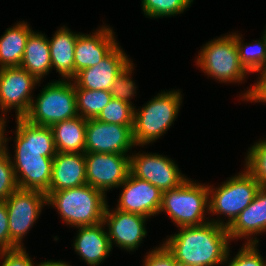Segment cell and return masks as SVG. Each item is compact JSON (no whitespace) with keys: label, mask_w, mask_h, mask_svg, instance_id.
<instances>
[{"label":"cell","mask_w":266,"mask_h":266,"mask_svg":"<svg viewBox=\"0 0 266 266\" xmlns=\"http://www.w3.org/2000/svg\"><path fill=\"white\" fill-rule=\"evenodd\" d=\"M14 139L6 134V152L10 155L18 189L47 193L52 177L53 158L57 151L52 128L35 125L23 117L15 118ZM14 141L11 157L8 141Z\"/></svg>","instance_id":"6da1fadb"},{"label":"cell","mask_w":266,"mask_h":266,"mask_svg":"<svg viewBox=\"0 0 266 266\" xmlns=\"http://www.w3.org/2000/svg\"><path fill=\"white\" fill-rule=\"evenodd\" d=\"M162 242L179 266H222L230 248L227 228L212 221L179 227Z\"/></svg>","instance_id":"7a4b0ae2"},{"label":"cell","mask_w":266,"mask_h":266,"mask_svg":"<svg viewBox=\"0 0 266 266\" xmlns=\"http://www.w3.org/2000/svg\"><path fill=\"white\" fill-rule=\"evenodd\" d=\"M183 91L161 90L139 109L134 107L133 139L136 147L155 143L176 121L183 103Z\"/></svg>","instance_id":"3957f363"},{"label":"cell","mask_w":266,"mask_h":266,"mask_svg":"<svg viewBox=\"0 0 266 266\" xmlns=\"http://www.w3.org/2000/svg\"><path fill=\"white\" fill-rule=\"evenodd\" d=\"M47 205L53 207L69 227L93 226L103 222L108 203L103 192L85 184L55 192H47Z\"/></svg>","instance_id":"277c9868"},{"label":"cell","mask_w":266,"mask_h":266,"mask_svg":"<svg viewBox=\"0 0 266 266\" xmlns=\"http://www.w3.org/2000/svg\"><path fill=\"white\" fill-rule=\"evenodd\" d=\"M209 184V219L226 228L253 201L261 188L258 181L245 168H243V171L237 172L236 175L229 177V179L227 178L217 187ZM211 215L213 217L217 216L218 219L217 217L211 218ZM220 215H223V217Z\"/></svg>","instance_id":"5b68a950"},{"label":"cell","mask_w":266,"mask_h":266,"mask_svg":"<svg viewBox=\"0 0 266 266\" xmlns=\"http://www.w3.org/2000/svg\"><path fill=\"white\" fill-rule=\"evenodd\" d=\"M164 212L178 228L209 222L208 184L188 178L180 186L164 191L159 214Z\"/></svg>","instance_id":"8992f818"},{"label":"cell","mask_w":266,"mask_h":266,"mask_svg":"<svg viewBox=\"0 0 266 266\" xmlns=\"http://www.w3.org/2000/svg\"><path fill=\"white\" fill-rule=\"evenodd\" d=\"M195 63L216 82L241 85L250 74L241 64L235 41V31L213 38L200 48Z\"/></svg>","instance_id":"52a82bcc"},{"label":"cell","mask_w":266,"mask_h":266,"mask_svg":"<svg viewBox=\"0 0 266 266\" xmlns=\"http://www.w3.org/2000/svg\"><path fill=\"white\" fill-rule=\"evenodd\" d=\"M75 83L73 80H51L43 85L33 98L28 112L23 116L28 122L49 126L78 116Z\"/></svg>","instance_id":"ba28073f"},{"label":"cell","mask_w":266,"mask_h":266,"mask_svg":"<svg viewBox=\"0 0 266 266\" xmlns=\"http://www.w3.org/2000/svg\"><path fill=\"white\" fill-rule=\"evenodd\" d=\"M35 76L21 67L0 68V119L8 120L7 114L14 109L16 118L23 117L33 100V92L41 86ZM33 90V91H32Z\"/></svg>","instance_id":"9c48e42d"},{"label":"cell","mask_w":266,"mask_h":266,"mask_svg":"<svg viewBox=\"0 0 266 266\" xmlns=\"http://www.w3.org/2000/svg\"><path fill=\"white\" fill-rule=\"evenodd\" d=\"M11 241L23 248L25 235L37 223L42 210L47 206V195L37 190L17 189L5 200Z\"/></svg>","instance_id":"30bf717a"},{"label":"cell","mask_w":266,"mask_h":266,"mask_svg":"<svg viewBox=\"0 0 266 266\" xmlns=\"http://www.w3.org/2000/svg\"><path fill=\"white\" fill-rule=\"evenodd\" d=\"M178 165L164 154L135 151L130 155V173L151 183L162 192L176 188L188 179Z\"/></svg>","instance_id":"8fae6325"},{"label":"cell","mask_w":266,"mask_h":266,"mask_svg":"<svg viewBox=\"0 0 266 266\" xmlns=\"http://www.w3.org/2000/svg\"><path fill=\"white\" fill-rule=\"evenodd\" d=\"M87 184L103 192L118 189L130 173V155L84 153ZM108 191V192H107Z\"/></svg>","instance_id":"7c38bea8"},{"label":"cell","mask_w":266,"mask_h":266,"mask_svg":"<svg viewBox=\"0 0 266 266\" xmlns=\"http://www.w3.org/2000/svg\"><path fill=\"white\" fill-rule=\"evenodd\" d=\"M136 147L133 126H124L88 119L86 122L85 153H117L131 155Z\"/></svg>","instance_id":"4fadbf2b"},{"label":"cell","mask_w":266,"mask_h":266,"mask_svg":"<svg viewBox=\"0 0 266 266\" xmlns=\"http://www.w3.org/2000/svg\"><path fill=\"white\" fill-rule=\"evenodd\" d=\"M107 204L103 223L113 250L114 246L127 252H135L146 238L148 217L110 208Z\"/></svg>","instance_id":"5bb4252c"},{"label":"cell","mask_w":266,"mask_h":266,"mask_svg":"<svg viewBox=\"0 0 266 266\" xmlns=\"http://www.w3.org/2000/svg\"><path fill=\"white\" fill-rule=\"evenodd\" d=\"M122 188L116 209L139 214L148 218L159 215L162 202V191L151 183L129 173Z\"/></svg>","instance_id":"9a60e30c"},{"label":"cell","mask_w":266,"mask_h":266,"mask_svg":"<svg viewBox=\"0 0 266 266\" xmlns=\"http://www.w3.org/2000/svg\"><path fill=\"white\" fill-rule=\"evenodd\" d=\"M117 41L113 28L104 22L90 34L80 33L74 51V77L79 71L102 61L119 44Z\"/></svg>","instance_id":"2e32d148"},{"label":"cell","mask_w":266,"mask_h":266,"mask_svg":"<svg viewBox=\"0 0 266 266\" xmlns=\"http://www.w3.org/2000/svg\"><path fill=\"white\" fill-rule=\"evenodd\" d=\"M131 61L118 44L97 65L79 71L72 80L81 89L109 91L114 80Z\"/></svg>","instance_id":"e0dca14e"},{"label":"cell","mask_w":266,"mask_h":266,"mask_svg":"<svg viewBox=\"0 0 266 266\" xmlns=\"http://www.w3.org/2000/svg\"><path fill=\"white\" fill-rule=\"evenodd\" d=\"M227 231L231 242L246 239V244H259L260 239L257 237L266 234V186H261L253 201L238 215Z\"/></svg>","instance_id":"ac0fdd59"},{"label":"cell","mask_w":266,"mask_h":266,"mask_svg":"<svg viewBox=\"0 0 266 266\" xmlns=\"http://www.w3.org/2000/svg\"><path fill=\"white\" fill-rule=\"evenodd\" d=\"M77 234L74 236V251L88 266H99L105 262L112 252L110 240L104 223L93 226L75 227Z\"/></svg>","instance_id":"d6986e66"},{"label":"cell","mask_w":266,"mask_h":266,"mask_svg":"<svg viewBox=\"0 0 266 266\" xmlns=\"http://www.w3.org/2000/svg\"><path fill=\"white\" fill-rule=\"evenodd\" d=\"M87 184L84 153L57 152L53 158L48 192L76 188Z\"/></svg>","instance_id":"ffe728a7"},{"label":"cell","mask_w":266,"mask_h":266,"mask_svg":"<svg viewBox=\"0 0 266 266\" xmlns=\"http://www.w3.org/2000/svg\"><path fill=\"white\" fill-rule=\"evenodd\" d=\"M57 29L54 35L48 38L52 70L58 72L60 80H72L75 44L81 32H74L65 25Z\"/></svg>","instance_id":"44dd1931"},{"label":"cell","mask_w":266,"mask_h":266,"mask_svg":"<svg viewBox=\"0 0 266 266\" xmlns=\"http://www.w3.org/2000/svg\"><path fill=\"white\" fill-rule=\"evenodd\" d=\"M21 68L42 81L52 70L47 34L33 31L27 40Z\"/></svg>","instance_id":"7402d4cb"},{"label":"cell","mask_w":266,"mask_h":266,"mask_svg":"<svg viewBox=\"0 0 266 266\" xmlns=\"http://www.w3.org/2000/svg\"><path fill=\"white\" fill-rule=\"evenodd\" d=\"M26 20L8 27L0 36V68L19 67L32 26Z\"/></svg>","instance_id":"603a6c76"},{"label":"cell","mask_w":266,"mask_h":266,"mask_svg":"<svg viewBox=\"0 0 266 266\" xmlns=\"http://www.w3.org/2000/svg\"><path fill=\"white\" fill-rule=\"evenodd\" d=\"M87 120L79 115L51 126L57 152L85 153Z\"/></svg>","instance_id":"cb8c5ba5"},{"label":"cell","mask_w":266,"mask_h":266,"mask_svg":"<svg viewBox=\"0 0 266 266\" xmlns=\"http://www.w3.org/2000/svg\"><path fill=\"white\" fill-rule=\"evenodd\" d=\"M235 32V41L239 59L244 68L250 73L266 69V27L260 36L261 39L244 43L243 35Z\"/></svg>","instance_id":"d4e9b609"},{"label":"cell","mask_w":266,"mask_h":266,"mask_svg":"<svg viewBox=\"0 0 266 266\" xmlns=\"http://www.w3.org/2000/svg\"><path fill=\"white\" fill-rule=\"evenodd\" d=\"M77 114L88 120L96 119L112 100L110 91L81 89L75 84Z\"/></svg>","instance_id":"484cf974"},{"label":"cell","mask_w":266,"mask_h":266,"mask_svg":"<svg viewBox=\"0 0 266 266\" xmlns=\"http://www.w3.org/2000/svg\"><path fill=\"white\" fill-rule=\"evenodd\" d=\"M194 0H141L142 13L153 20L175 17L189 10Z\"/></svg>","instance_id":"4316f807"},{"label":"cell","mask_w":266,"mask_h":266,"mask_svg":"<svg viewBox=\"0 0 266 266\" xmlns=\"http://www.w3.org/2000/svg\"><path fill=\"white\" fill-rule=\"evenodd\" d=\"M246 153L244 168L261 186H266V137L250 145Z\"/></svg>","instance_id":"83f0119b"},{"label":"cell","mask_w":266,"mask_h":266,"mask_svg":"<svg viewBox=\"0 0 266 266\" xmlns=\"http://www.w3.org/2000/svg\"><path fill=\"white\" fill-rule=\"evenodd\" d=\"M96 119L111 124L133 126L134 106L125 101L112 98Z\"/></svg>","instance_id":"f1b7e54d"},{"label":"cell","mask_w":266,"mask_h":266,"mask_svg":"<svg viewBox=\"0 0 266 266\" xmlns=\"http://www.w3.org/2000/svg\"><path fill=\"white\" fill-rule=\"evenodd\" d=\"M136 66L133 61H131L128 66L117 76L114 80L111 88L110 94L113 99H119L125 101L135 107L133 101H131L134 96H138L136 93L138 87L136 86L135 80H133V71Z\"/></svg>","instance_id":"f546056e"},{"label":"cell","mask_w":266,"mask_h":266,"mask_svg":"<svg viewBox=\"0 0 266 266\" xmlns=\"http://www.w3.org/2000/svg\"><path fill=\"white\" fill-rule=\"evenodd\" d=\"M239 248V252L231 255L232 251L229 248L226 261L223 266H266V258L260 254L257 244H246ZM232 256V257H231ZM226 264V265H225Z\"/></svg>","instance_id":"4dcf8cb0"},{"label":"cell","mask_w":266,"mask_h":266,"mask_svg":"<svg viewBox=\"0 0 266 266\" xmlns=\"http://www.w3.org/2000/svg\"><path fill=\"white\" fill-rule=\"evenodd\" d=\"M17 189L10 155L5 152L0 156V201H5Z\"/></svg>","instance_id":"1f68e13d"},{"label":"cell","mask_w":266,"mask_h":266,"mask_svg":"<svg viewBox=\"0 0 266 266\" xmlns=\"http://www.w3.org/2000/svg\"><path fill=\"white\" fill-rule=\"evenodd\" d=\"M258 78L255 80L254 84L247 87L240 95L239 99L244 102L250 103H263L266 104V69L259 70L255 72ZM241 97V98H240Z\"/></svg>","instance_id":"d6a6232c"},{"label":"cell","mask_w":266,"mask_h":266,"mask_svg":"<svg viewBox=\"0 0 266 266\" xmlns=\"http://www.w3.org/2000/svg\"><path fill=\"white\" fill-rule=\"evenodd\" d=\"M142 266H179L174 255L161 242L144 255Z\"/></svg>","instance_id":"836d02e7"},{"label":"cell","mask_w":266,"mask_h":266,"mask_svg":"<svg viewBox=\"0 0 266 266\" xmlns=\"http://www.w3.org/2000/svg\"><path fill=\"white\" fill-rule=\"evenodd\" d=\"M32 259L25 247L0 251V266H38Z\"/></svg>","instance_id":"e575fe53"},{"label":"cell","mask_w":266,"mask_h":266,"mask_svg":"<svg viewBox=\"0 0 266 266\" xmlns=\"http://www.w3.org/2000/svg\"><path fill=\"white\" fill-rule=\"evenodd\" d=\"M18 248L10 239L8 211L5 201H0V251Z\"/></svg>","instance_id":"d590c367"},{"label":"cell","mask_w":266,"mask_h":266,"mask_svg":"<svg viewBox=\"0 0 266 266\" xmlns=\"http://www.w3.org/2000/svg\"><path fill=\"white\" fill-rule=\"evenodd\" d=\"M7 120H1L0 119V156L3 155L5 152H6V136L5 134L6 133H9V132H5V131H8L6 130V127H7Z\"/></svg>","instance_id":"8d00e7d4"},{"label":"cell","mask_w":266,"mask_h":266,"mask_svg":"<svg viewBox=\"0 0 266 266\" xmlns=\"http://www.w3.org/2000/svg\"><path fill=\"white\" fill-rule=\"evenodd\" d=\"M38 266H72L69 264V262H65L63 260L54 261L52 260H46L43 262H39Z\"/></svg>","instance_id":"74e56055"}]
</instances>
